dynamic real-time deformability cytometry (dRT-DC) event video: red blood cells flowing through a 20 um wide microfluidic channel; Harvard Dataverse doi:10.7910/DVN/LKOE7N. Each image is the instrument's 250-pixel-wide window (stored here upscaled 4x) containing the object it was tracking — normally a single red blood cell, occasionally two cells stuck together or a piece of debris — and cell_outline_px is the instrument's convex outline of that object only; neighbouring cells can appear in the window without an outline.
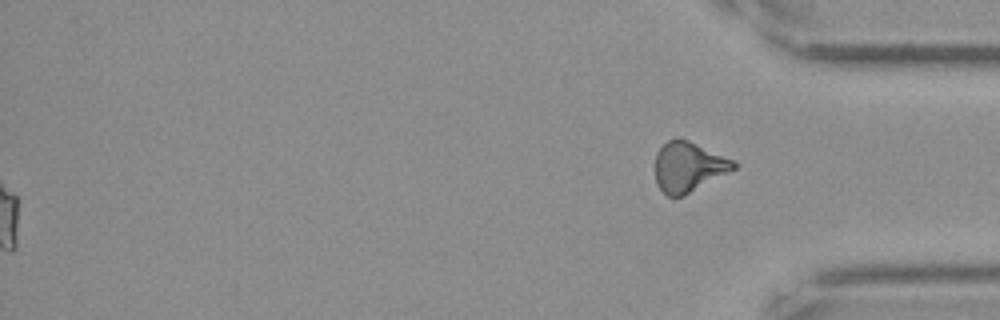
{"species": "Egyptian fruit bat (a non-hibernating species)", "species_latin": "Rousettus aegyptiacus", "temperature_condition": "cold", "stored_images_in_passage": 60, "segment_of_instrument_passage": [2, 2], "camera_frame_rate_fps": 3000, "um_per_image_px": 0.085, "frame": {"image": 1, "passage_image": 60, "time_ms": 19.667, "image_size_px": [1000, 320], "cell_outline_px": [[736, 168], [680, 196], [668, 196], [660, 188], [656, 180], [656, 152], [668, 140], [676, 136], [680, 136], [732, 160], [736, 164]], "centroid_in_image_um": [58.47, 14.13], "position_along_channel_um": 376.7, "area_um2": 22.2}}